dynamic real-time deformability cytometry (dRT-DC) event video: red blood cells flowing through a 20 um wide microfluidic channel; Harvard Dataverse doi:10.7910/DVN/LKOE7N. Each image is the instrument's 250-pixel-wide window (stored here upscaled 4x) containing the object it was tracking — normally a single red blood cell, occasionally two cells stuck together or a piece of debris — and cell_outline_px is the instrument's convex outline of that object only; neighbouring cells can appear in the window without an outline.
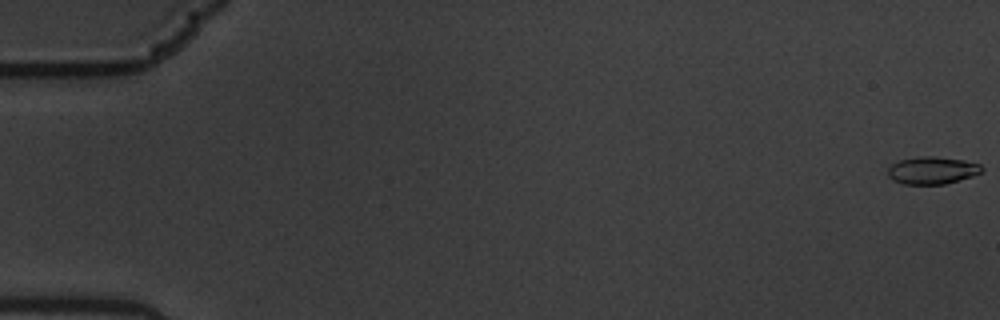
{"species": "common noctule bat (a hibernating species)", "species_latin": "Nyctalus noctula", "temperature_condition": "warm", "stored_images_in_passage": 61, "camera_frame_rate_fps": 3000, "um_per_image_px": 0.085, "animal": {"sex": "male", "body_mass_g": 19.5, "forearm_length_mm": 54.6}, "frame": {"image": 1, "passage_image": 1, "time_ms": 0.0, "image_size_px": [1000, 320], "cell_outline_px": [[984, 172], [972, 176], [944, 184], [904, 184], [892, 180], [888, 176], [888, 168], [892, 164], [900, 160], [920, 156], [932, 156], [964, 160], [980, 164], [984, 168]], "centroid_in_image_um": [79.25, 14.48], "position_along_channel_um": 5.7, "area_um2": 15.03}}
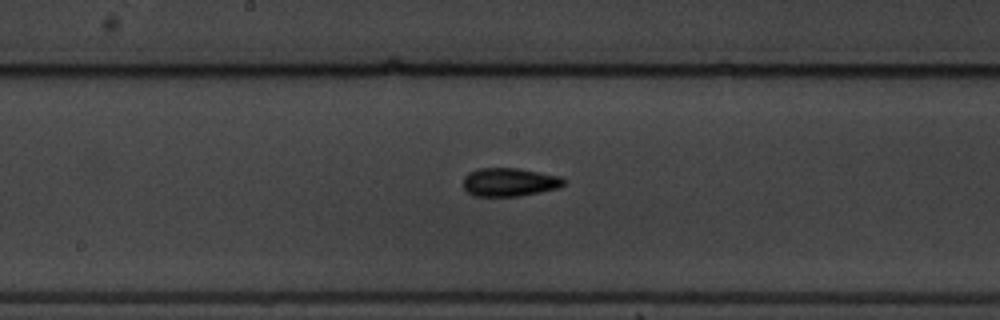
{"frame": {"image": 2, "passage_image": 33, "time_ms": 10.667, "image_size_px": [1000, 320], "cell_outline_px": [[564, 184], [560, 188], [520, 196], [472, 196], [464, 188], [464, 176], [468, 172], [480, 168], [516, 168], [560, 176], [564, 180]], "centroid_in_image_um": [43.29, 15.48], "position_along_channel_um": 204.9, "area_um2": 16.65}}
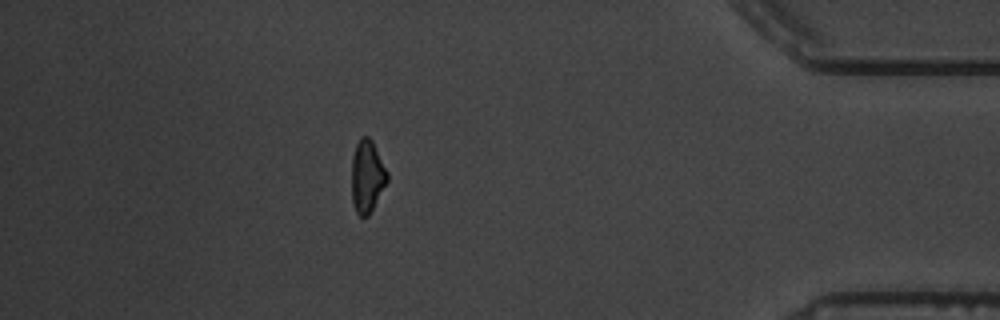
{"frame": {"image": 3, "passage_image": 54, "time_ms": 17.667, "image_size_px": [1000, 320], "cell_outline_px": [[388, 180], [368, 216], [360, 216], [356, 212], [352, 200], [352, 156], [356, 144], [360, 136], [368, 136], [372, 140], [388, 172]], "centroid_in_image_um": [31.2, 14.96], "position_along_channel_um": 404.0, "area_um2": 14.97}, "authors_computed_cell_mechanics": {"area_um2": 15.606, "velocity_mm_per_s": 3.4285, "shape_relaxation_time_tau1_ms": 11.0776, "shape_relaxation_time_tau2_ms": 2.7758, "deformation_change_tau1": 0.2448, "deformation_change_tau2": 0.0906}}